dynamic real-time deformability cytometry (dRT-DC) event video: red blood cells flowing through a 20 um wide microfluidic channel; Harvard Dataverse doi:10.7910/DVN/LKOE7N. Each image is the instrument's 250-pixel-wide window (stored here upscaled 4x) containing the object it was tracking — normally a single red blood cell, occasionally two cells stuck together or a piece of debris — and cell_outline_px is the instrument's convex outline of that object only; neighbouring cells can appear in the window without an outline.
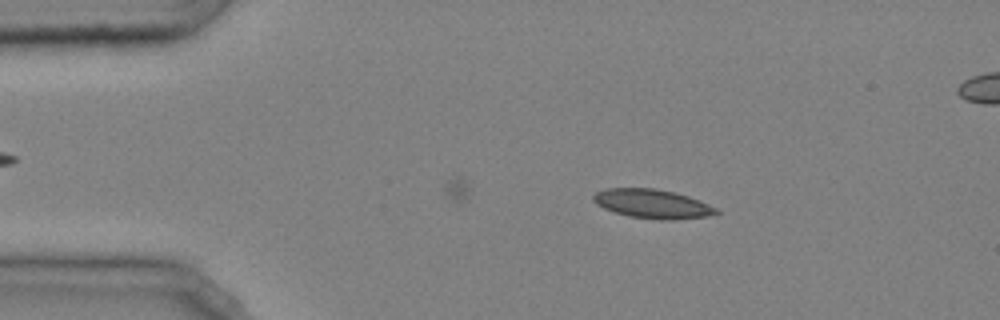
{"species": "common noctule bat (a hibernating species)", "species_latin": "Nyctalus noctula", "temperature_condition": "cold", "stored_images_in_passage": 18, "camera_frame_rate_fps": 3000, "um_per_image_px": 0.085, "animal": {"sex": "male", "body_mass_g": 20.4}, "frame": {"image": 1, "passage_image": 8, "time_ms": 2.333, "image_size_px": [1000, 320], "cell_outline_px": [[720, 212], [708, 216], [672, 220], [660, 220], [628, 216], [604, 208], [596, 204], [592, 200], [592, 196], [596, 192], [604, 188], [652, 188], [672, 192], [688, 196], [700, 200], [716, 208]], "centroid_in_image_um": [55.43, 17.32], "position_along_channel_um": 29.6, "area_um2": 20.75}}